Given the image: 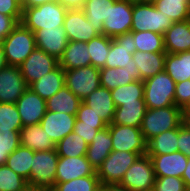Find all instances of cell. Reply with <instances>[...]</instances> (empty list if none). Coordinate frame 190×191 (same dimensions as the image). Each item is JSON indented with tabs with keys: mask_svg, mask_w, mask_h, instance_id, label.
I'll list each match as a JSON object with an SVG mask.
<instances>
[{
	"mask_svg": "<svg viewBox=\"0 0 190 191\" xmlns=\"http://www.w3.org/2000/svg\"><path fill=\"white\" fill-rule=\"evenodd\" d=\"M132 16L131 32L151 31L164 35L173 24L169 17L160 13L150 2L133 3Z\"/></svg>",
	"mask_w": 190,
	"mask_h": 191,
	"instance_id": "cell-5",
	"label": "cell"
},
{
	"mask_svg": "<svg viewBox=\"0 0 190 191\" xmlns=\"http://www.w3.org/2000/svg\"><path fill=\"white\" fill-rule=\"evenodd\" d=\"M130 3H144V0H127Z\"/></svg>",
	"mask_w": 190,
	"mask_h": 191,
	"instance_id": "cell-58",
	"label": "cell"
},
{
	"mask_svg": "<svg viewBox=\"0 0 190 191\" xmlns=\"http://www.w3.org/2000/svg\"><path fill=\"white\" fill-rule=\"evenodd\" d=\"M112 151V137L109 128L106 127L98 131L88 145L86 157L91 166L97 171Z\"/></svg>",
	"mask_w": 190,
	"mask_h": 191,
	"instance_id": "cell-24",
	"label": "cell"
},
{
	"mask_svg": "<svg viewBox=\"0 0 190 191\" xmlns=\"http://www.w3.org/2000/svg\"><path fill=\"white\" fill-rule=\"evenodd\" d=\"M68 9H82L85 0H56Z\"/></svg>",
	"mask_w": 190,
	"mask_h": 191,
	"instance_id": "cell-51",
	"label": "cell"
},
{
	"mask_svg": "<svg viewBox=\"0 0 190 191\" xmlns=\"http://www.w3.org/2000/svg\"><path fill=\"white\" fill-rule=\"evenodd\" d=\"M36 48L59 60L68 44V38L64 27L46 28L35 33Z\"/></svg>",
	"mask_w": 190,
	"mask_h": 191,
	"instance_id": "cell-19",
	"label": "cell"
},
{
	"mask_svg": "<svg viewBox=\"0 0 190 191\" xmlns=\"http://www.w3.org/2000/svg\"><path fill=\"white\" fill-rule=\"evenodd\" d=\"M116 0H85L82 10L84 11L89 23L99 34H103V22L108 19L110 7Z\"/></svg>",
	"mask_w": 190,
	"mask_h": 191,
	"instance_id": "cell-32",
	"label": "cell"
},
{
	"mask_svg": "<svg viewBox=\"0 0 190 191\" xmlns=\"http://www.w3.org/2000/svg\"><path fill=\"white\" fill-rule=\"evenodd\" d=\"M76 115L46 111L40 125L55 145L73 132Z\"/></svg>",
	"mask_w": 190,
	"mask_h": 191,
	"instance_id": "cell-18",
	"label": "cell"
},
{
	"mask_svg": "<svg viewBox=\"0 0 190 191\" xmlns=\"http://www.w3.org/2000/svg\"><path fill=\"white\" fill-rule=\"evenodd\" d=\"M133 3L127 0H116L108 19L103 22V35L114 38L119 35L131 32L133 21Z\"/></svg>",
	"mask_w": 190,
	"mask_h": 191,
	"instance_id": "cell-11",
	"label": "cell"
},
{
	"mask_svg": "<svg viewBox=\"0 0 190 191\" xmlns=\"http://www.w3.org/2000/svg\"><path fill=\"white\" fill-rule=\"evenodd\" d=\"M155 179L151 158L145 154L135 160L119 184L130 191H144L153 188Z\"/></svg>",
	"mask_w": 190,
	"mask_h": 191,
	"instance_id": "cell-10",
	"label": "cell"
},
{
	"mask_svg": "<svg viewBox=\"0 0 190 191\" xmlns=\"http://www.w3.org/2000/svg\"><path fill=\"white\" fill-rule=\"evenodd\" d=\"M151 158L155 177L174 176L182 178L187 166L188 156L180 151L163 155H149Z\"/></svg>",
	"mask_w": 190,
	"mask_h": 191,
	"instance_id": "cell-21",
	"label": "cell"
},
{
	"mask_svg": "<svg viewBox=\"0 0 190 191\" xmlns=\"http://www.w3.org/2000/svg\"><path fill=\"white\" fill-rule=\"evenodd\" d=\"M144 191H155V190H154V188H152V189H148V190H144Z\"/></svg>",
	"mask_w": 190,
	"mask_h": 191,
	"instance_id": "cell-60",
	"label": "cell"
},
{
	"mask_svg": "<svg viewBox=\"0 0 190 191\" xmlns=\"http://www.w3.org/2000/svg\"><path fill=\"white\" fill-rule=\"evenodd\" d=\"M27 88L19 66L5 65L0 69V103H16Z\"/></svg>",
	"mask_w": 190,
	"mask_h": 191,
	"instance_id": "cell-13",
	"label": "cell"
},
{
	"mask_svg": "<svg viewBox=\"0 0 190 191\" xmlns=\"http://www.w3.org/2000/svg\"><path fill=\"white\" fill-rule=\"evenodd\" d=\"M33 157L34 151L20 145L9 154L5 165L18 175L22 176L29 183Z\"/></svg>",
	"mask_w": 190,
	"mask_h": 191,
	"instance_id": "cell-33",
	"label": "cell"
},
{
	"mask_svg": "<svg viewBox=\"0 0 190 191\" xmlns=\"http://www.w3.org/2000/svg\"><path fill=\"white\" fill-rule=\"evenodd\" d=\"M17 24L18 22L13 17L0 13V47H2L5 37Z\"/></svg>",
	"mask_w": 190,
	"mask_h": 191,
	"instance_id": "cell-49",
	"label": "cell"
},
{
	"mask_svg": "<svg viewBox=\"0 0 190 191\" xmlns=\"http://www.w3.org/2000/svg\"><path fill=\"white\" fill-rule=\"evenodd\" d=\"M65 86L83 100L100 86V68L94 66L64 70Z\"/></svg>",
	"mask_w": 190,
	"mask_h": 191,
	"instance_id": "cell-9",
	"label": "cell"
},
{
	"mask_svg": "<svg viewBox=\"0 0 190 191\" xmlns=\"http://www.w3.org/2000/svg\"><path fill=\"white\" fill-rule=\"evenodd\" d=\"M166 52L150 53L135 51L133 60L140 70L141 80H145L164 71Z\"/></svg>",
	"mask_w": 190,
	"mask_h": 191,
	"instance_id": "cell-28",
	"label": "cell"
},
{
	"mask_svg": "<svg viewBox=\"0 0 190 191\" xmlns=\"http://www.w3.org/2000/svg\"><path fill=\"white\" fill-rule=\"evenodd\" d=\"M64 30L68 41L89 42L100 35L89 23L82 9H68L64 19Z\"/></svg>",
	"mask_w": 190,
	"mask_h": 191,
	"instance_id": "cell-15",
	"label": "cell"
},
{
	"mask_svg": "<svg viewBox=\"0 0 190 191\" xmlns=\"http://www.w3.org/2000/svg\"><path fill=\"white\" fill-rule=\"evenodd\" d=\"M53 1H56V0H21V6L22 7H37L44 3H49Z\"/></svg>",
	"mask_w": 190,
	"mask_h": 191,
	"instance_id": "cell-53",
	"label": "cell"
},
{
	"mask_svg": "<svg viewBox=\"0 0 190 191\" xmlns=\"http://www.w3.org/2000/svg\"><path fill=\"white\" fill-rule=\"evenodd\" d=\"M182 179L185 182L187 190H190V156H188L187 166L182 175Z\"/></svg>",
	"mask_w": 190,
	"mask_h": 191,
	"instance_id": "cell-54",
	"label": "cell"
},
{
	"mask_svg": "<svg viewBox=\"0 0 190 191\" xmlns=\"http://www.w3.org/2000/svg\"><path fill=\"white\" fill-rule=\"evenodd\" d=\"M178 128L165 131L147 142V155H163L178 151Z\"/></svg>",
	"mask_w": 190,
	"mask_h": 191,
	"instance_id": "cell-34",
	"label": "cell"
},
{
	"mask_svg": "<svg viewBox=\"0 0 190 191\" xmlns=\"http://www.w3.org/2000/svg\"><path fill=\"white\" fill-rule=\"evenodd\" d=\"M22 128L15 103H0V130L20 131Z\"/></svg>",
	"mask_w": 190,
	"mask_h": 191,
	"instance_id": "cell-41",
	"label": "cell"
},
{
	"mask_svg": "<svg viewBox=\"0 0 190 191\" xmlns=\"http://www.w3.org/2000/svg\"><path fill=\"white\" fill-rule=\"evenodd\" d=\"M97 175L85 156L59 157L56 168L55 183L68 182L79 177Z\"/></svg>",
	"mask_w": 190,
	"mask_h": 191,
	"instance_id": "cell-16",
	"label": "cell"
},
{
	"mask_svg": "<svg viewBox=\"0 0 190 191\" xmlns=\"http://www.w3.org/2000/svg\"><path fill=\"white\" fill-rule=\"evenodd\" d=\"M82 100L63 86L57 93L46 100L47 111L76 115Z\"/></svg>",
	"mask_w": 190,
	"mask_h": 191,
	"instance_id": "cell-30",
	"label": "cell"
},
{
	"mask_svg": "<svg viewBox=\"0 0 190 191\" xmlns=\"http://www.w3.org/2000/svg\"><path fill=\"white\" fill-rule=\"evenodd\" d=\"M164 46L166 53L190 51V19L173 22L164 33Z\"/></svg>",
	"mask_w": 190,
	"mask_h": 191,
	"instance_id": "cell-22",
	"label": "cell"
},
{
	"mask_svg": "<svg viewBox=\"0 0 190 191\" xmlns=\"http://www.w3.org/2000/svg\"><path fill=\"white\" fill-rule=\"evenodd\" d=\"M174 102L184 112L190 110V79L176 83Z\"/></svg>",
	"mask_w": 190,
	"mask_h": 191,
	"instance_id": "cell-46",
	"label": "cell"
},
{
	"mask_svg": "<svg viewBox=\"0 0 190 191\" xmlns=\"http://www.w3.org/2000/svg\"><path fill=\"white\" fill-rule=\"evenodd\" d=\"M87 50L86 42L68 41L64 53L59 59V66L64 70L91 66V58Z\"/></svg>",
	"mask_w": 190,
	"mask_h": 191,
	"instance_id": "cell-25",
	"label": "cell"
},
{
	"mask_svg": "<svg viewBox=\"0 0 190 191\" xmlns=\"http://www.w3.org/2000/svg\"><path fill=\"white\" fill-rule=\"evenodd\" d=\"M98 131L95 126L80 125V121L75 120L73 132L81 136L88 144L92 142Z\"/></svg>",
	"mask_w": 190,
	"mask_h": 191,
	"instance_id": "cell-50",
	"label": "cell"
},
{
	"mask_svg": "<svg viewBox=\"0 0 190 191\" xmlns=\"http://www.w3.org/2000/svg\"><path fill=\"white\" fill-rule=\"evenodd\" d=\"M20 146V131L0 130V165H5L10 153Z\"/></svg>",
	"mask_w": 190,
	"mask_h": 191,
	"instance_id": "cell-43",
	"label": "cell"
},
{
	"mask_svg": "<svg viewBox=\"0 0 190 191\" xmlns=\"http://www.w3.org/2000/svg\"><path fill=\"white\" fill-rule=\"evenodd\" d=\"M20 145L32 151L56 149L55 143L39 124L27 125L20 130Z\"/></svg>",
	"mask_w": 190,
	"mask_h": 191,
	"instance_id": "cell-26",
	"label": "cell"
},
{
	"mask_svg": "<svg viewBox=\"0 0 190 191\" xmlns=\"http://www.w3.org/2000/svg\"><path fill=\"white\" fill-rule=\"evenodd\" d=\"M6 65L19 66L36 48L35 34L18 23L2 45Z\"/></svg>",
	"mask_w": 190,
	"mask_h": 191,
	"instance_id": "cell-3",
	"label": "cell"
},
{
	"mask_svg": "<svg viewBox=\"0 0 190 191\" xmlns=\"http://www.w3.org/2000/svg\"><path fill=\"white\" fill-rule=\"evenodd\" d=\"M22 9L21 23L33 33L40 29L63 27L68 11L58 1Z\"/></svg>",
	"mask_w": 190,
	"mask_h": 191,
	"instance_id": "cell-1",
	"label": "cell"
},
{
	"mask_svg": "<svg viewBox=\"0 0 190 191\" xmlns=\"http://www.w3.org/2000/svg\"><path fill=\"white\" fill-rule=\"evenodd\" d=\"M15 105L18 109L23 127L39 124L47 111L46 101L30 87L18 98Z\"/></svg>",
	"mask_w": 190,
	"mask_h": 191,
	"instance_id": "cell-14",
	"label": "cell"
},
{
	"mask_svg": "<svg viewBox=\"0 0 190 191\" xmlns=\"http://www.w3.org/2000/svg\"><path fill=\"white\" fill-rule=\"evenodd\" d=\"M135 80H141V73L133 59H131V64L125 68H100V86L110 91Z\"/></svg>",
	"mask_w": 190,
	"mask_h": 191,
	"instance_id": "cell-20",
	"label": "cell"
},
{
	"mask_svg": "<svg viewBox=\"0 0 190 191\" xmlns=\"http://www.w3.org/2000/svg\"><path fill=\"white\" fill-rule=\"evenodd\" d=\"M100 191H130V190L124 186H121L119 183H115V184L101 185Z\"/></svg>",
	"mask_w": 190,
	"mask_h": 191,
	"instance_id": "cell-52",
	"label": "cell"
},
{
	"mask_svg": "<svg viewBox=\"0 0 190 191\" xmlns=\"http://www.w3.org/2000/svg\"><path fill=\"white\" fill-rule=\"evenodd\" d=\"M164 70L175 83L190 79V51L166 53Z\"/></svg>",
	"mask_w": 190,
	"mask_h": 191,
	"instance_id": "cell-31",
	"label": "cell"
},
{
	"mask_svg": "<svg viewBox=\"0 0 190 191\" xmlns=\"http://www.w3.org/2000/svg\"><path fill=\"white\" fill-rule=\"evenodd\" d=\"M136 51L133 32L114 37L111 40L110 51L104 67L125 68L131 64L133 53Z\"/></svg>",
	"mask_w": 190,
	"mask_h": 191,
	"instance_id": "cell-17",
	"label": "cell"
},
{
	"mask_svg": "<svg viewBox=\"0 0 190 191\" xmlns=\"http://www.w3.org/2000/svg\"><path fill=\"white\" fill-rule=\"evenodd\" d=\"M112 38L105 36L103 34L92 38L87 42L88 53L91 58V65L97 68H102L106 64V58L110 51Z\"/></svg>",
	"mask_w": 190,
	"mask_h": 191,
	"instance_id": "cell-38",
	"label": "cell"
},
{
	"mask_svg": "<svg viewBox=\"0 0 190 191\" xmlns=\"http://www.w3.org/2000/svg\"><path fill=\"white\" fill-rule=\"evenodd\" d=\"M111 96L116 107L130 102H144L143 80H135L130 84L111 90Z\"/></svg>",
	"mask_w": 190,
	"mask_h": 191,
	"instance_id": "cell-36",
	"label": "cell"
},
{
	"mask_svg": "<svg viewBox=\"0 0 190 191\" xmlns=\"http://www.w3.org/2000/svg\"><path fill=\"white\" fill-rule=\"evenodd\" d=\"M82 102L92 108V111L100 116L108 125L112 123L116 106L109 89L99 86L85 97Z\"/></svg>",
	"mask_w": 190,
	"mask_h": 191,
	"instance_id": "cell-23",
	"label": "cell"
},
{
	"mask_svg": "<svg viewBox=\"0 0 190 191\" xmlns=\"http://www.w3.org/2000/svg\"><path fill=\"white\" fill-rule=\"evenodd\" d=\"M58 159L56 149L34 151L28 184L51 190L55 186Z\"/></svg>",
	"mask_w": 190,
	"mask_h": 191,
	"instance_id": "cell-6",
	"label": "cell"
},
{
	"mask_svg": "<svg viewBox=\"0 0 190 191\" xmlns=\"http://www.w3.org/2000/svg\"><path fill=\"white\" fill-rule=\"evenodd\" d=\"M21 191H50V190L42 188V187H36L34 185L27 184V186Z\"/></svg>",
	"mask_w": 190,
	"mask_h": 191,
	"instance_id": "cell-55",
	"label": "cell"
},
{
	"mask_svg": "<svg viewBox=\"0 0 190 191\" xmlns=\"http://www.w3.org/2000/svg\"><path fill=\"white\" fill-rule=\"evenodd\" d=\"M65 86L64 69L59 65L29 87L45 101Z\"/></svg>",
	"mask_w": 190,
	"mask_h": 191,
	"instance_id": "cell-27",
	"label": "cell"
},
{
	"mask_svg": "<svg viewBox=\"0 0 190 191\" xmlns=\"http://www.w3.org/2000/svg\"><path fill=\"white\" fill-rule=\"evenodd\" d=\"M184 122L190 127V111L184 112Z\"/></svg>",
	"mask_w": 190,
	"mask_h": 191,
	"instance_id": "cell-57",
	"label": "cell"
},
{
	"mask_svg": "<svg viewBox=\"0 0 190 191\" xmlns=\"http://www.w3.org/2000/svg\"><path fill=\"white\" fill-rule=\"evenodd\" d=\"M156 9L172 22L190 19V0H155Z\"/></svg>",
	"mask_w": 190,
	"mask_h": 191,
	"instance_id": "cell-35",
	"label": "cell"
},
{
	"mask_svg": "<svg viewBox=\"0 0 190 191\" xmlns=\"http://www.w3.org/2000/svg\"><path fill=\"white\" fill-rule=\"evenodd\" d=\"M184 122V111L176 105L148 109L142 119L140 130L147 142L165 132L179 128Z\"/></svg>",
	"mask_w": 190,
	"mask_h": 191,
	"instance_id": "cell-2",
	"label": "cell"
},
{
	"mask_svg": "<svg viewBox=\"0 0 190 191\" xmlns=\"http://www.w3.org/2000/svg\"><path fill=\"white\" fill-rule=\"evenodd\" d=\"M155 191H186V185L182 178L174 176L156 177L153 185Z\"/></svg>",
	"mask_w": 190,
	"mask_h": 191,
	"instance_id": "cell-45",
	"label": "cell"
},
{
	"mask_svg": "<svg viewBox=\"0 0 190 191\" xmlns=\"http://www.w3.org/2000/svg\"><path fill=\"white\" fill-rule=\"evenodd\" d=\"M107 127L112 137L113 151L138 153L140 156L147 153V140L140 127L118 124H109Z\"/></svg>",
	"mask_w": 190,
	"mask_h": 191,
	"instance_id": "cell-8",
	"label": "cell"
},
{
	"mask_svg": "<svg viewBox=\"0 0 190 191\" xmlns=\"http://www.w3.org/2000/svg\"><path fill=\"white\" fill-rule=\"evenodd\" d=\"M178 151L190 156V127L183 122L178 128Z\"/></svg>",
	"mask_w": 190,
	"mask_h": 191,
	"instance_id": "cell-48",
	"label": "cell"
},
{
	"mask_svg": "<svg viewBox=\"0 0 190 191\" xmlns=\"http://www.w3.org/2000/svg\"><path fill=\"white\" fill-rule=\"evenodd\" d=\"M21 0H0V13L13 17L18 23L22 19Z\"/></svg>",
	"mask_w": 190,
	"mask_h": 191,
	"instance_id": "cell-47",
	"label": "cell"
},
{
	"mask_svg": "<svg viewBox=\"0 0 190 191\" xmlns=\"http://www.w3.org/2000/svg\"><path fill=\"white\" fill-rule=\"evenodd\" d=\"M147 110L145 102H130L116 107L111 124L140 127Z\"/></svg>",
	"mask_w": 190,
	"mask_h": 191,
	"instance_id": "cell-29",
	"label": "cell"
},
{
	"mask_svg": "<svg viewBox=\"0 0 190 191\" xmlns=\"http://www.w3.org/2000/svg\"><path fill=\"white\" fill-rule=\"evenodd\" d=\"M136 51L159 53L166 52L164 46V35L154 32H133Z\"/></svg>",
	"mask_w": 190,
	"mask_h": 191,
	"instance_id": "cell-39",
	"label": "cell"
},
{
	"mask_svg": "<svg viewBox=\"0 0 190 191\" xmlns=\"http://www.w3.org/2000/svg\"><path fill=\"white\" fill-rule=\"evenodd\" d=\"M59 65V60L45 51L35 48L32 53L19 65L20 72L29 87L46 73L51 72Z\"/></svg>",
	"mask_w": 190,
	"mask_h": 191,
	"instance_id": "cell-12",
	"label": "cell"
},
{
	"mask_svg": "<svg viewBox=\"0 0 190 191\" xmlns=\"http://www.w3.org/2000/svg\"><path fill=\"white\" fill-rule=\"evenodd\" d=\"M88 143L78 134L71 132L56 144L59 157L85 156Z\"/></svg>",
	"mask_w": 190,
	"mask_h": 191,
	"instance_id": "cell-37",
	"label": "cell"
},
{
	"mask_svg": "<svg viewBox=\"0 0 190 191\" xmlns=\"http://www.w3.org/2000/svg\"><path fill=\"white\" fill-rule=\"evenodd\" d=\"M100 186L97 175H89L68 182L55 183L50 191H100Z\"/></svg>",
	"mask_w": 190,
	"mask_h": 191,
	"instance_id": "cell-40",
	"label": "cell"
},
{
	"mask_svg": "<svg viewBox=\"0 0 190 191\" xmlns=\"http://www.w3.org/2000/svg\"><path fill=\"white\" fill-rule=\"evenodd\" d=\"M144 83V102L148 109L175 105V81L164 70L147 78Z\"/></svg>",
	"mask_w": 190,
	"mask_h": 191,
	"instance_id": "cell-4",
	"label": "cell"
},
{
	"mask_svg": "<svg viewBox=\"0 0 190 191\" xmlns=\"http://www.w3.org/2000/svg\"><path fill=\"white\" fill-rule=\"evenodd\" d=\"M140 155L127 151H112L97 169L100 185L120 183L125 172Z\"/></svg>",
	"mask_w": 190,
	"mask_h": 191,
	"instance_id": "cell-7",
	"label": "cell"
},
{
	"mask_svg": "<svg viewBox=\"0 0 190 191\" xmlns=\"http://www.w3.org/2000/svg\"><path fill=\"white\" fill-rule=\"evenodd\" d=\"M6 65L4 54H3V48L0 47V69L3 68Z\"/></svg>",
	"mask_w": 190,
	"mask_h": 191,
	"instance_id": "cell-56",
	"label": "cell"
},
{
	"mask_svg": "<svg viewBox=\"0 0 190 191\" xmlns=\"http://www.w3.org/2000/svg\"><path fill=\"white\" fill-rule=\"evenodd\" d=\"M155 0H144V3L145 2H150V3H153Z\"/></svg>",
	"mask_w": 190,
	"mask_h": 191,
	"instance_id": "cell-59",
	"label": "cell"
},
{
	"mask_svg": "<svg viewBox=\"0 0 190 191\" xmlns=\"http://www.w3.org/2000/svg\"><path fill=\"white\" fill-rule=\"evenodd\" d=\"M28 182L6 165H0V191H21Z\"/></svg>",
	"mask_w": 190,
	"mask_h": 191,
	"instance_id": "cell-42",
	"label": "cell"
},
{
	"mask_svg": "<svg viewBox=\"0 0 190 191\" xmlns=\"http://www.w3.org/2000/svg\"><path fill=\"white\" fill-rule=\"evenodd\" d=\"M76 119L80 121V125L95 126L99 131L108 126L100 116L92 111V108L88 107L83 102L78 108Z\"/></svg>",
	"mask_w": 190,
	"mask_h": 191,
	"instance_id": "cell-44",
	"label": "cell"
}]
</instances>
